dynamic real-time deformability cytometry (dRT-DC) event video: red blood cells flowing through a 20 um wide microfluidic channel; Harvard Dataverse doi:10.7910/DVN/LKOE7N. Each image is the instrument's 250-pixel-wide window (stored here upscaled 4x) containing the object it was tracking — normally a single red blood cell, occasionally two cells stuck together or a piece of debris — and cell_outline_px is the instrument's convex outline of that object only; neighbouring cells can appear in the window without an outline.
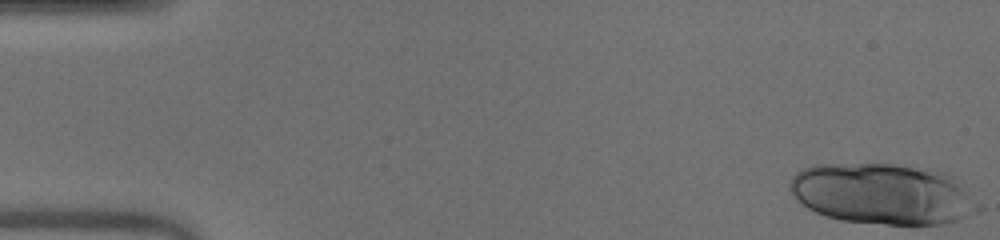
{"species": "human", "species_latin": "Homo sapiens", "temperature_condition": "warm", "stored_images_in_passage": 22, "camera_frame_rate_fps": 3000, "um_per_image_px": 0.085, "donor": {"sex": "male"}, "frame": {"image": 1, "passage_image": 1, "time_ms": 0.0, "image_size_px": [1000, 240], "cell_outline_px": [[984, 208], [980, 212], [948, 224], [888, 224], [840, 220], [824, 216], [808, 208], [796, 200], [792, 196], [788, 188], [788, 184], [792, 176], [796, 172], [804, 168], [816, 164], [892, 164], [932, 168], [944, 172], [952, 176]], "centroid_in_image_um": [75.04, 16.48], "position_along_channel_um": 10.0, "area_um2": 67.57}}
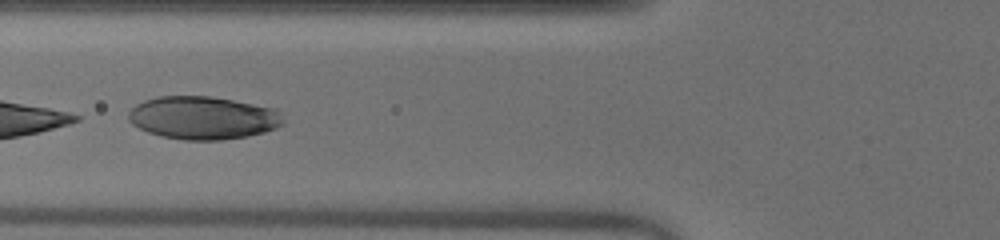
{"frame": {"image": 2, "passage_image": 20, "time_ms": 6.333, "image_size_px": [1000, 240], "cell_outline_px": [[284, 124], [276, 128], [264, 132], [248, 136], [220, 140], [184, 140], [160, 136], [148, 132], [132, 124], [128, 120], [128, 112], [136, 104], [144, 100], [156, 96], [212, 96], [276, 108], [280, 112], [284, 120]], "centroid_in_image_um": [17.26, 10.01], "position_along_channel_um": 108.5, "area_um2": 39.07}}